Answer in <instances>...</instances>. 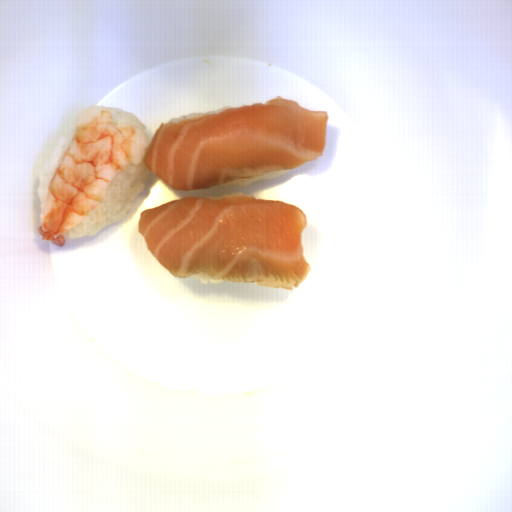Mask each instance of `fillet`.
Instances as JSON below:
<instances>
[{
    "instance_id": "fillet-2",
    "label": "fillet",
    "mask_w": 512,
    "mask_h": 512,
    "mask_svg": "<svg viewBox=\"0 0 512 512\" xmlns=\"http://www.w3.org/2000/svg\"><path fill=\"white\" fill-rule=\"evenodd\" d=\"M330 115L276 96L161 123L143 165L174 191L222 186L318 160Z\"/></svg>"
},
{
    "instance_id": "fillet-1",
    "label": "fillet",
    "mask_w": 512,
    "mask_h": 512,
    "mask_svg": "<svg viewBox=\"0 0 512 512\" xmlns=\"http://www.w3.org/2000/svg\"><path fill=\"white\" fill-rule=\"evenodd\" d=\"M307 215L298 206L237 193L189 196L147 208L137 230L155 260L177 278L293 290L312 268L304 256Z\"/></svg>"
}]
</instances>
